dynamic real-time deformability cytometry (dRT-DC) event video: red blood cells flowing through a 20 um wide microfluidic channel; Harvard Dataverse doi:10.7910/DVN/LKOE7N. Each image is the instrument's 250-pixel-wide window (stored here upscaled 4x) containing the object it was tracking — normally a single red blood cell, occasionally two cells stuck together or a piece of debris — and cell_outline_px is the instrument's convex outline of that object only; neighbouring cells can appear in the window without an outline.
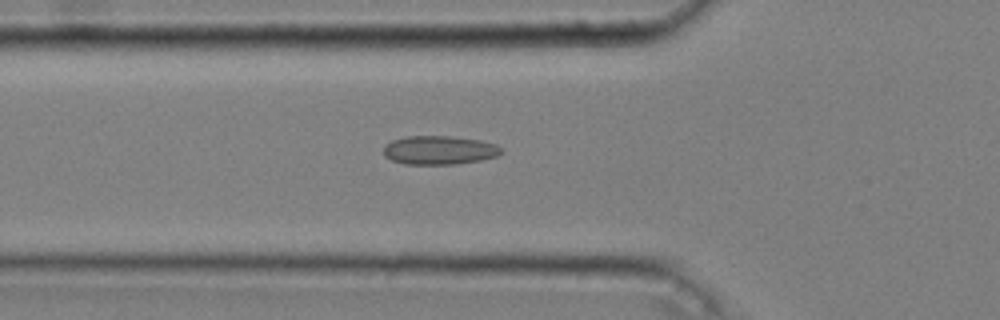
{"species": "common noctule bat (a hibernating species)", "species_latin": "Nyctalus noctula", "temperature_condition": "cold", "stored_images_in_passage": 47, "camera_frame_rate_fps": 3000, "um_per_image_px": 0.085, "animal": {"sex": "male", "body_mass_g": 20.4}, "frame": {"image": 1, "passage_image": 19, "time_ms": 6.0, "image_size_px": [1000, 320], "cell_outline_px": [[504, 152], [496, 156], [480, 160], [456, 164], [404, 164], [392, 160], [384, 156], [384, 148], [392, 140], [408, 136], [452, 136], [480, 140], [496, 144]], "centroid_in_image_um": [37.35, 12.76], "position_along_channel_um": 88.4, "area_um2": 19.65}}
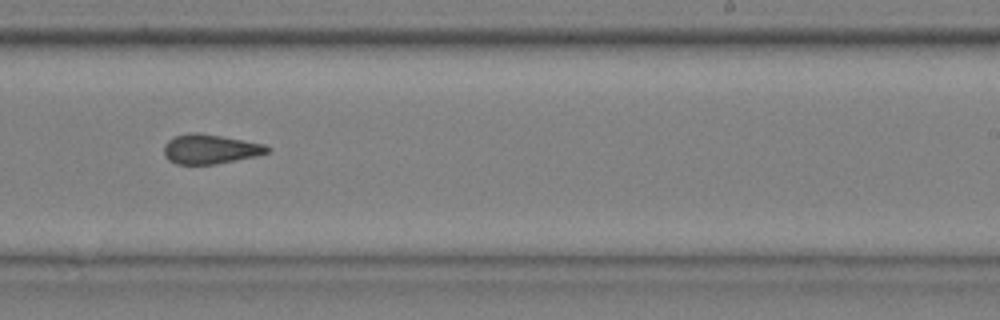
{"frame": {"image": 2, "passage_image": 34, "time_ms": 11.0, "image_size_px": [1000, 320], "cell_outline_px": [[272, 148], [268, 152], [256, 156], [216, 164], [176, 164], [168, 160], [164, 156], [164, 144], [168, 140], [176, 136], [188, 132], [196, 132], [220, 136], [264, 144]], "centroid_in_image_um": [17.84, 12.67], "position_along_channel_um": 271.2, "area_um2": 17.74}}
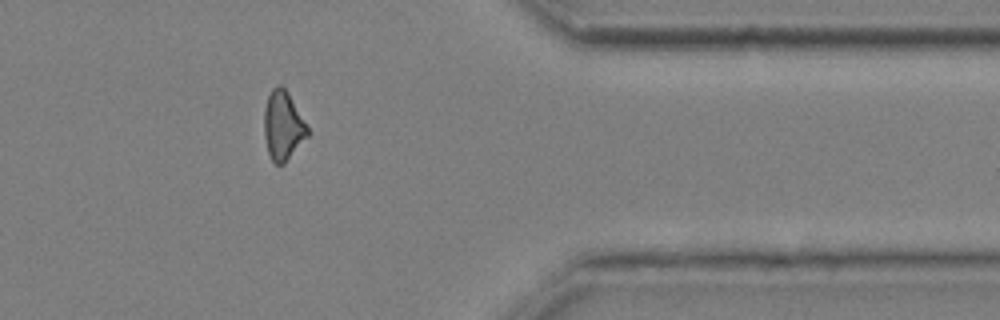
{"frame": {"image": 3, "passage_image": 45, "time_ms": 14.667, "image_size_px": [1000, 320], "cell_outline_px": [[308, 136], [284, 164], [276, 164], [272, 160], [268, 152], [264, 136], [264, 108], [268, 96], [272, 88], [276, 84], [280, 84], [288, 92], [308, 128]], "centroid_in_image_um": [24.03, 10.67], "position_along_channel_um": 387.4, "area_um2": 17.34}, "authors_computed_cell_mechanics": {"area_um2": 18.6116, "velocity_mm_per_s": 3.6514, "shape_relaxation_time_tau1_ms": null, "shape_relaxation_time_tau2_ms": 2.2731, "deformation_change_tau1": null, "deformation_change_tau2": 0.0994}}